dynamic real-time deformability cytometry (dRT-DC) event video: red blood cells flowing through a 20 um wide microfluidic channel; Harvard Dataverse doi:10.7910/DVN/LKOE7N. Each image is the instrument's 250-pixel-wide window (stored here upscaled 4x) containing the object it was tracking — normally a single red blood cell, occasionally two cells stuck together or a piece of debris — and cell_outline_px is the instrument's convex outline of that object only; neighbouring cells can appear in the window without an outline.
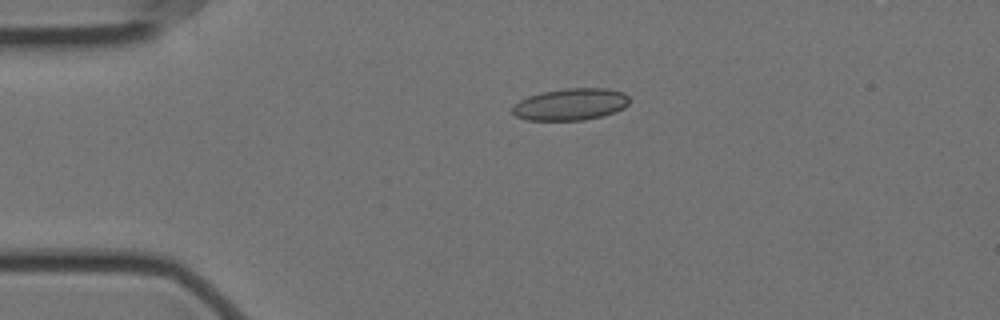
{"species": "Egyptian fruit bat (a non-hibernating species)", "species_latin": "Rousettus aegyptiacus", "temperature_condition": "cold", "stored_images_in_passage": 46, "camera_frame_rate_fps": 3000, "um_per_image_px": 0.085, "animal": {"sex": "female"}, "frame": {"image": 1, "passage_image": 1, "time_ms": 0.0, "image_size_px": [1000, 320], "cell_outline_px": [[628, 104], [624, 108], [616, 112], [584, 120], [528, 120], [516, 116], [512, 112], [512, 104], [528, 96], [540, 92], [564, 88], [604, 88], [624, 92], [628, 96]], "centroid_in_image_um": [48.48, 8.86], "position_along_channel_um": 36.5, "area_um2": 21.85}}
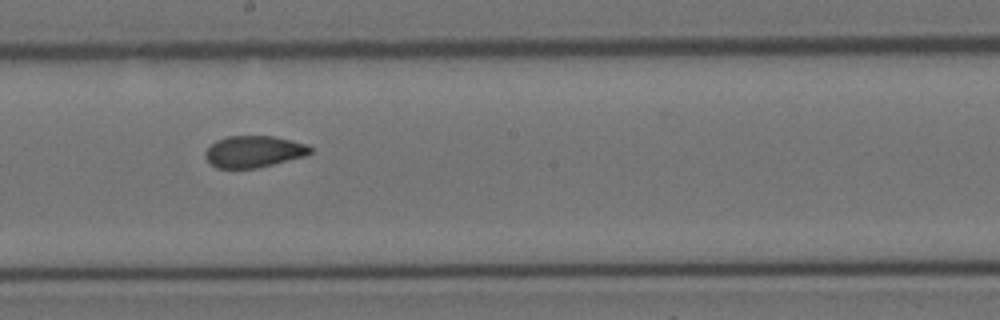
{"frame": {"image": 2, "passage_image": 20, "time_ms": 6.333, "image_size_px": [1000, 320], "cell_outline_px": [[312, 152], [304, 156], [256, 168], [216, 168], [204, 156], [204, 152], [216, 140], [228, 136], [272, 136], [292, 140], [308, 144], [312, 148]], "centroid_in_image_um": [21.57, 12.87], "position_along_channel_um": 226.6, "area_um2": 19.25}}
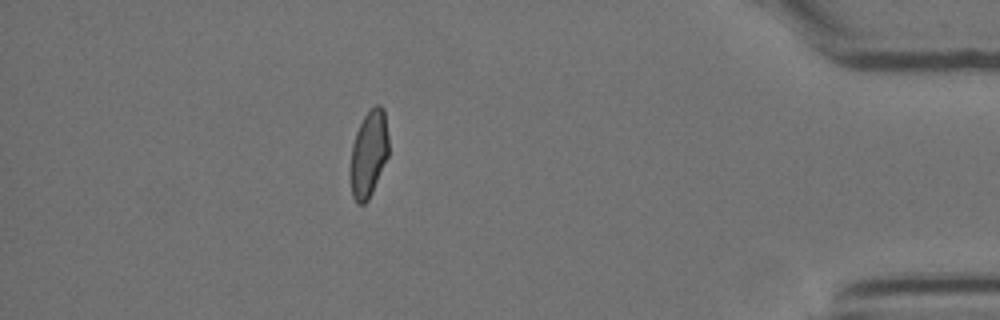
{"frame": {"image": 3, "passage_image": 39, "time_ms": 12.667, "image_size_px": [1000, 320], "cell_outline_px": [[388, 156], [372, 192], [368, 200], [364, 204], [356, 204], [352, 196], [352, 144], [356, 132], [364, 116], [376, 104], [380, 104], [384, 108], [388, 136]], "centroid_in_image_um": [31.37, 13.05], "position_along_channel_um": 403.8, "area_um2": 18.9}, "authors_computed_cell_mechanics": {"area_um2": 19.941, "velocity_mm_per_s": 3.5322, "shape_relaxation_time_tau1_ms": null, "shape_relaxation_time_tau2_ms": 1.8072, "deformation_change_tau1": null, "deformation_change_tau2": 0.0716}}